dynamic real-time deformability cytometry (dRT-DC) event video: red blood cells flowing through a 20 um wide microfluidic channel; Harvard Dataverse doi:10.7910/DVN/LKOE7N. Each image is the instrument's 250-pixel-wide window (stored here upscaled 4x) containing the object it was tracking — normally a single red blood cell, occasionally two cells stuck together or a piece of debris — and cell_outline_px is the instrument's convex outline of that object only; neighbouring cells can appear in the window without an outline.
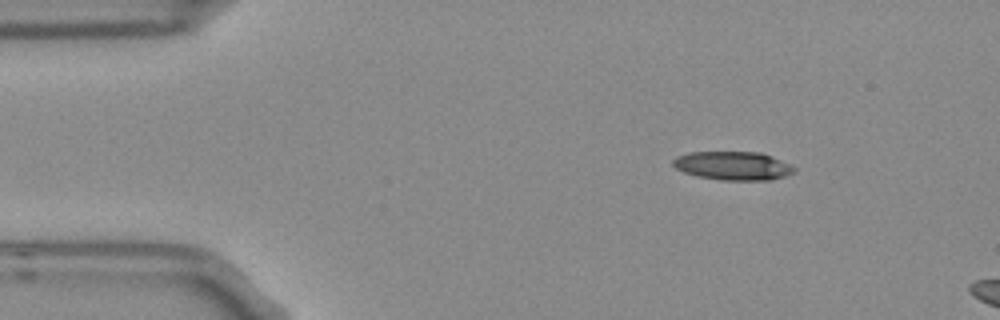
{"species": "Egyptian fruit bat (a non-hibernating species)", "species_latin": "Rousettus aegyptiacus", "temperature_condition": "room temperature", "stored_images_in_passage": 4, "camera_frame_rate_fps": 3000, "um_per_image_px": 0.085, "frame": {"image": 1, "passage_image": 1, "time_ms": 0.0, "image_size_px": [1000, 320], "cell_outline_px": [[796, 172], [772, 180], [720, 180], [696, 176], [684, 172], [676, 168], [672, 164], [672, 160], [676, 156], [688, 152], [760, 152], [772, 156], [796, 168]], "centroid_in_image_um": [62.28, 14.09], "position_along_channel_um": 22.7, "area_um2": 20.29}}